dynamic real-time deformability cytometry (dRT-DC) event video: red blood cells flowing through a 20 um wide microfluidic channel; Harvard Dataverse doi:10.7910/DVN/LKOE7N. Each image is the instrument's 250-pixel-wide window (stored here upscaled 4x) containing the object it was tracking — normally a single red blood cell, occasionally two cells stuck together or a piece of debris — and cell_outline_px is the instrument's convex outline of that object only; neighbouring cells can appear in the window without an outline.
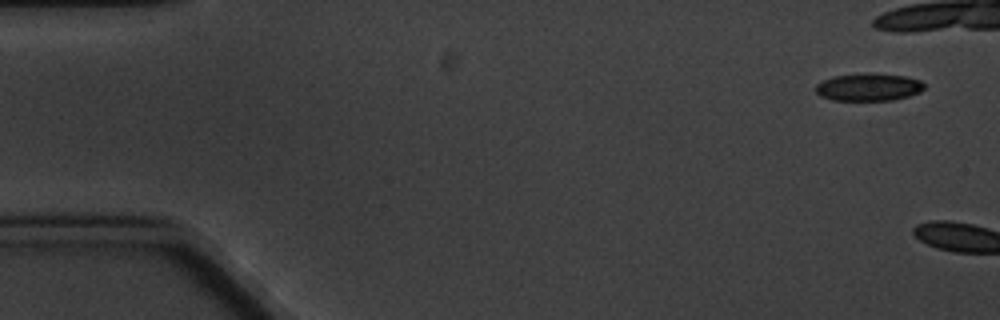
{"species": "common noctule bat (a hibernating species)", "species_latin": "Nyctalus noctula", "temperature_condition": "cold", "stored_images_in_passage": 2, "camera_frame_rate_fps": 3000, "um_per_image_px": 0.085, "animal": {"sex": "male", "body_mass_g": 20.1, "forearm_length_mm": 53.5}, "frame": {"image": 1, "passage_image": 1, "time_ms": 0.0, "image_size_px": [1000, 320], "cell_outline_px": [[924, 88], [920, 92], [908, 96], [892, 100], [832, 100], [820, 96], [816, 92], [816, 84], [832, 76], [868, 72], [872, 72], [904, 76], [920, 80], [924, 84]], "centroid_in_image_um": [73.82, 7.39], "position_along_channel_um": 11.2, "area_um2": 17.57}}